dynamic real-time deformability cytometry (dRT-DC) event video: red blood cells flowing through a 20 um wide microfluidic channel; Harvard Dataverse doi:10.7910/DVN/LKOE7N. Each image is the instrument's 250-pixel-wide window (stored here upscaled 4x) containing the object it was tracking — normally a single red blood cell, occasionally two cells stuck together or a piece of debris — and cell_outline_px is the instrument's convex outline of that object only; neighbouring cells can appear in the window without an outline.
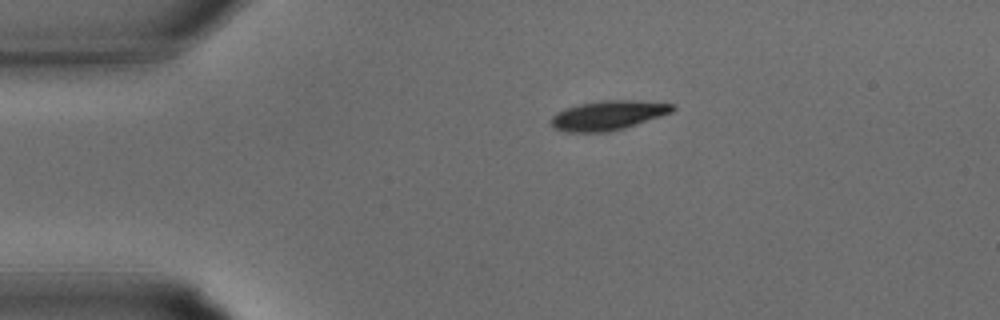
{"species": "common noctule bat (a hibernating species)", "species_latin": "Nyctalus noctula", "temperature_condition": "warm", "stored_images_in_passage": 28, "camera_frame_rate_fps": 3000, "um_per_image_px": 0.085, "animal": {"sex": "male", "body_mass_g": 15.6}, "frame": {"image": 1, "passage_image": 1, "time_ms": 0.0, "image_size_px": [1000, 320], "cell_outline_px": [[676, 108], [672, 112], [624, 128], [608, 132], [564, 132], [552, 128], [552, 116], [556, 112], [564, 108], [580, 104], [604, 100], [628, 100], [676, 104]], "centroid_in_image_um": [51.66, 9.81], "position_along_channel_um": 33.3, "area_um2": 20.75}}
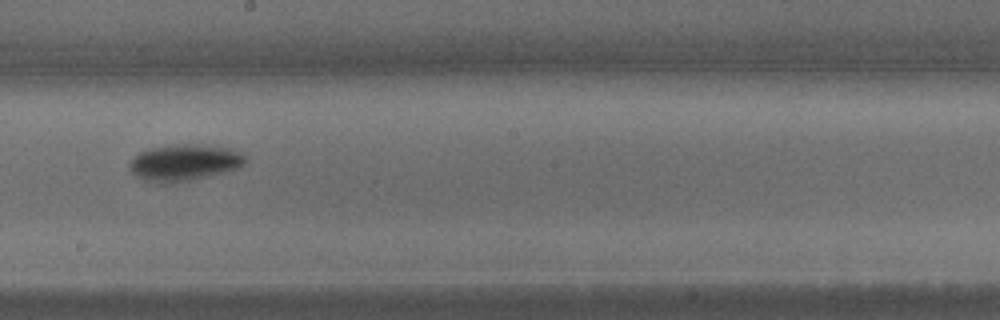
{"frame": {"image": 2, "passage_image": 13, "time_ms": 4.0, "image_size_px": [1000, 320], "cell_outline_px": [[248, 160], [244, 164], [236, 168], [224, 172], [208, 176], [172, 184], [160, 184], [144, 180], [136, 176], [132, 172], [128, 164], [140, 152], [152, 148], [172, 144], [204, 144], [232, 148], [244, 156]], "centroid_in_image_um": [15.67, 13.82], "position_along_channel_um": 232.5, "area_um2": 24.74}}
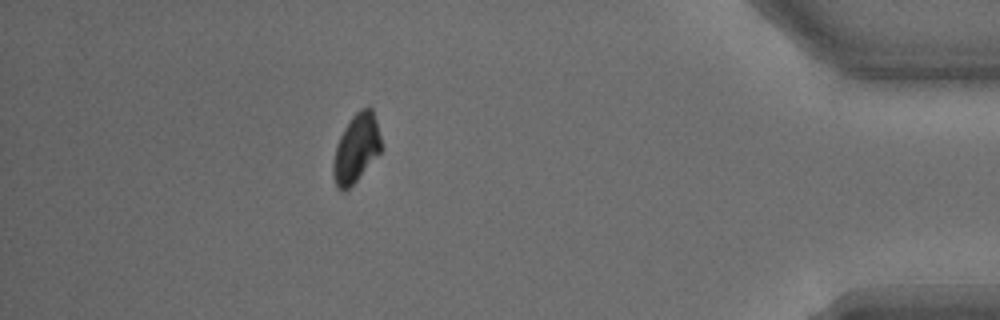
{"frame": {"image": 3, "passage_image": 24, "time_ms": 7.667, "image_size_px": [1000, 320], "cell_outline_px": [[384, 148], [356, 180], [344, 192], [336, 188], [332, 176], [332, 164], [336, 148], [340, 136], [344, 128], [352, 116], [360, 108], [372, 108], [376, 120]], "centroid_in_image_um": [30.28, 12.62], "position_along_channel_um": 404.9, "area_um2": 19.19}}